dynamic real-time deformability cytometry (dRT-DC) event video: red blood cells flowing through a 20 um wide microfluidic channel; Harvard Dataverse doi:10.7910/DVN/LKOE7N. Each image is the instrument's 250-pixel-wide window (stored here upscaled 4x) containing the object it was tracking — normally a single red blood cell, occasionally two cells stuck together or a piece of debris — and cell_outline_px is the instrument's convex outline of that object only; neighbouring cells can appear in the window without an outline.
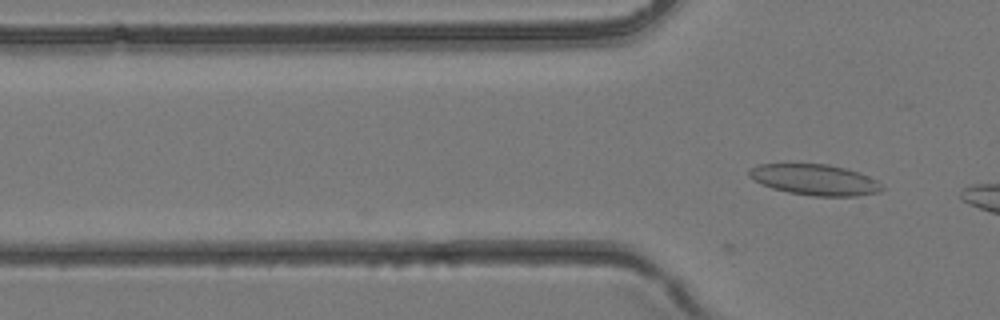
{"species": "common noctule bat (a hibernating species)", "species_latin": "Nyctalus noctula", "temperature_condition": "room temperature", "stored_images_in_passage": 3, "camera_frame_rate_fps": 3000, "um_per_image_px": 0.085, "animal": {"sex": "female", "body_mass_g": 24.6, "forearm_length_mm": 56.2}, "frame": {"image": 1, "passage_image": 3, "time_ms": 0.667, "image_size_px": [1000, 320], "cell_outline_px": [[884, 188], [876, 192], [856, 196], [812, 196], [788, 192], [772, 188], [760, 184], [748, 176], [748, 172], [752, 168], [760, 164], [828, 164], [844, 168], [868, 176], [876, 180]], "centroid_in_image_um": [69.22, 15.28], "position_along_channel_um": 56.6, "area_um2": 23.64}}